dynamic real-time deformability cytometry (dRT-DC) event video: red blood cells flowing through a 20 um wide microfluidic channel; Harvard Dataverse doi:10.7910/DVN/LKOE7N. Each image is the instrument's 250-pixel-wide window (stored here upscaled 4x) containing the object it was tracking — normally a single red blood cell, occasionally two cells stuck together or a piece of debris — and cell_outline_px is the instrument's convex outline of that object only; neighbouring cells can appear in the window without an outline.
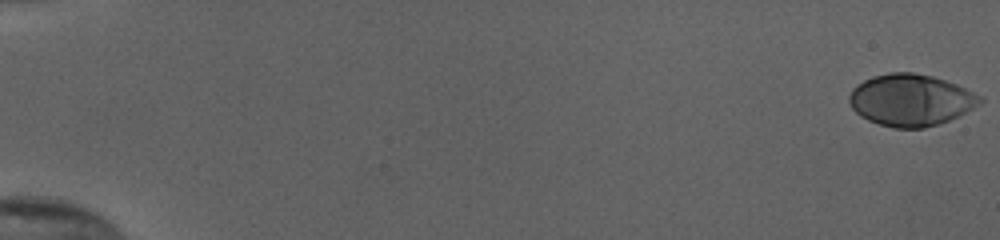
{"species": "human", "species_latin": "Homo sapiens", "temperature_condition": "cold", "stored_images_in_passage": 55, "camera_frame_rate_fps": 3000, "um_per_image_px": 0.085, "donor": {"sex": "female"}, "frame": {"image": 1, "passage_image": 1, "time_ms": 0.0, "image_size_px": [1000, 240], "cell_outline_px": [[984, 100], [980, 104], [940, 124], [924, 128], [892, 128], [868, 120], [860, 116], [852, 108], [848, 100], [848, 96], [852, 88], [856, 84], [872, 76], [892, 72], [912, 72], [932, 76], [956, 84], [984, 96]], "centroid_in_image_um": [77.4, 8.5], "position_along_channel_um": 7.6, "area_um2": 39.59}}
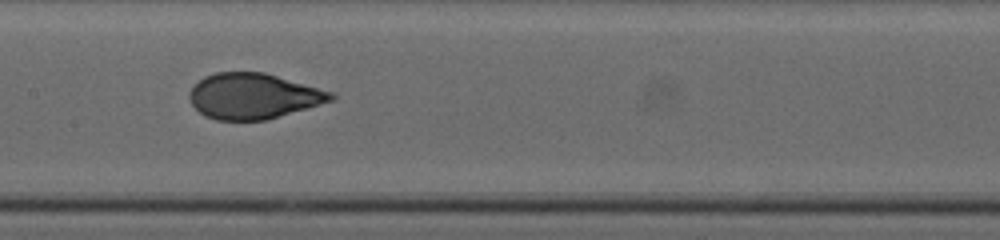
{"frame": {"image": 2, "passage_image": 30, "time_ms": 9.667, "image_size_px": [1000, 240], "cell_outline_px": [[336, 100], [268, 120], [216, 120], [204, 116], [192, 104], [188, 96], [188, 92], [204, 76], [216, 72], [264, 72], [336, 92]], "centroid_in_image_um": [21.6, 8.17], "position_along_channel_um": 185.8, "area_um2": 38.03}}
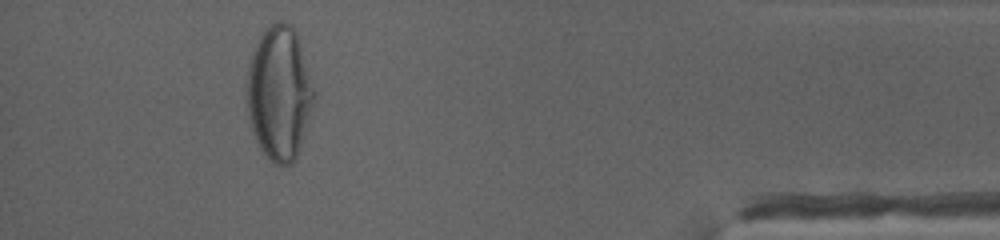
{"frame": {"image": 3, "passage_image": 51, "time_ms": 16.667, "image_size_px": [1000, 240], "cell_outline_px": [[316, 96], [300, 148], [292, 164], [272, 164], [264, 156], [256, 140], [244, 104], [244, 84], [248, 68], [256, 44], [260, 36], [268, 24], [280, 20], [288, 24], [296, 32], [316, 92]], "centroid_in_image_um": [23.71, 7.94], "position_along_channel_um": 411.5, "area_um2": 53.12}, "authors_computed_cell_mechanics": {"area_um2": 38.5526, "velocity_mm_per_s": 3.8548, "shape_relaxation_time_tau1_ms": 5.2983, "shape_relaxation_time_tau2_ms": null, "deformation_change_tau1": 0.2348, "deformation_change_tau2": null}}